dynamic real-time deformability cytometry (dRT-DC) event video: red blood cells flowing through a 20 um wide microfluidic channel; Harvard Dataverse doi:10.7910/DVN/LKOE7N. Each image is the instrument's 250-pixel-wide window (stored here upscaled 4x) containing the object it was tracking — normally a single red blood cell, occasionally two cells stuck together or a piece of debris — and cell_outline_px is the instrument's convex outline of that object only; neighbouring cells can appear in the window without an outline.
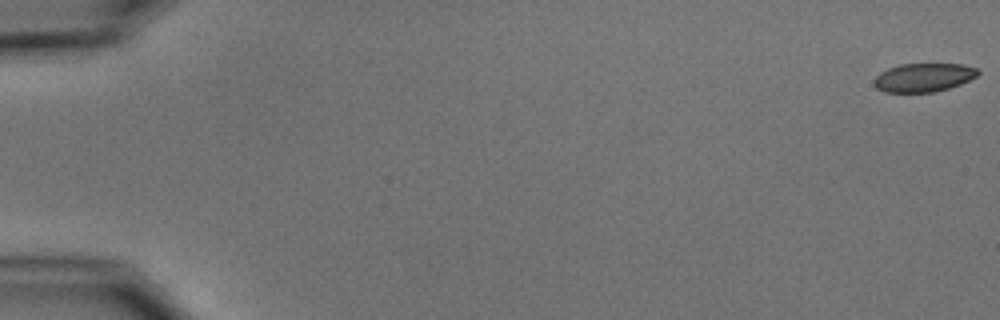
{"species": "common noctule bat (a hibernating species)", "species_latin": "Nyctalus noctula", "temperature_condition": "cold", "stored_images_in_passage": 6, "camera_frame_rate_fps": 3000, "um_per_image_px": 0.085, "animal": {"sex": "male", "body_mass_g": 15.6}, "frame": {"image": 1, "passage_image": 1, "time_ms": 0.0, "image_size_px": [1000, 320], "cell_outline_px": [[980, 72], [976, 76], [960, 84], [948, 88], [932, 92], [884, 92], [876, 88], [872, 84], [872, 80], [880, 72], [888, 68], [900, 64], [964, 64], [976, 68]], "centroid_in_image_um": [78.45, 6.58], "position_along_channel_um": 6.5, "area_um2": 17.34}}
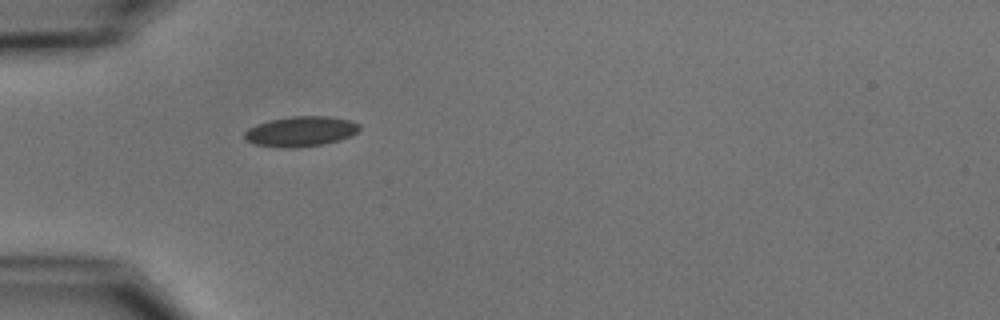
{"frame": {"image": 2, "passage_image": 5, "time_ms": 5.667, "image_size_px": [1000, 320], "cell_outline_px": [[360, 128], [356, 132], [340, 140], [324, 144], [292, 148], [280, 148], [252, 144], [244, 140], [244, 132], [248, 128], [256, 124], [268, 120], [292, 116], [328, 116], [348, 120], [360, 124]], "centroid_in_image_um": [25.49, 11.18], "position_along_channel_um": 59.5, "area_um2": 20.35}}